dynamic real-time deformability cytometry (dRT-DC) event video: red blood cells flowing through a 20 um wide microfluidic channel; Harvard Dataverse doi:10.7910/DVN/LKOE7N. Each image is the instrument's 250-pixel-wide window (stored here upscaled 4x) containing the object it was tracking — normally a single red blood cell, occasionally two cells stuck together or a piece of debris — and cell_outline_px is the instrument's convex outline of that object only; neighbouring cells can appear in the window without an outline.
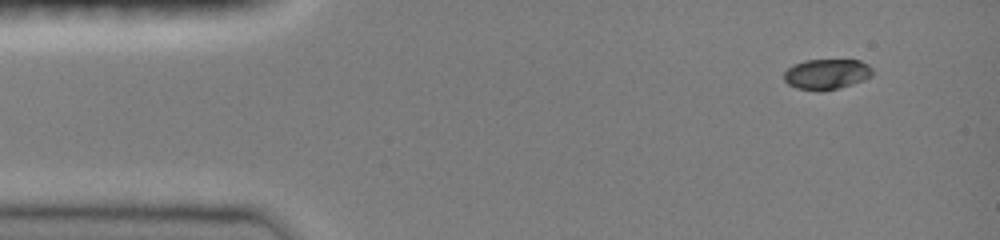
{"species": "common noctule bat (a hibernating species)", "species_latin": "Nyctalus noctula", "temperature_condition": "room temperature", "stored_images_in_passage": 44, "camera_frame_rate_fps": 3000, "um_per_image_px": 0.085, "animal": {"sex": "female", "body_mass_g": 19.0, "forearm_length_mm": 51.5}, "frame": {"image": 1, "passage_image": 1, "time_ms": 0.0, "image_size_px": [1000, 240], "cell_outline_px": [[872, 76], [864, 80], [852, 84], [836, 88], [796, 88], [788, 84], [784, 80], [784, 72], [792, 64], [804, 60], [860, 60], [868, 64], [872, 68]], "centroid_in_image_um": [70.27, 6.25], "position_along_channel_um": 14.7, "area_um2": 15.26}}
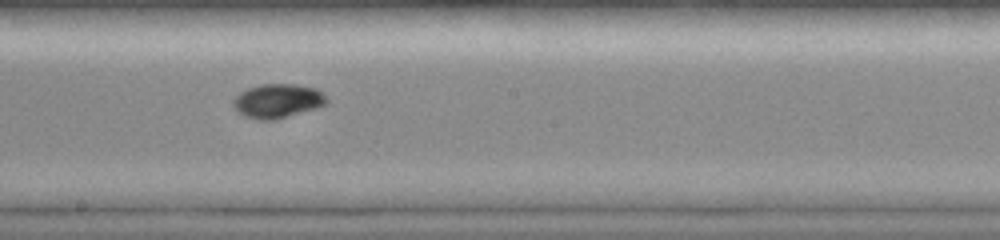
{"frame": {"image": 2, "passage_image": 23, "time_ms": 7.333, "image_size_px": [1000, 240], "cell_outline_px": [[328, 100], [324, 104], [316, 108], [272, 120], [260, 120], [244, 116], [232, 104], [232, 100], [240, 92], [248, 88], [260, 84], [296, 84], [316, 88]], "centroid_in_image_um": [23.57, 8.56], "position_along_channel_um": 224.6, "area_um2": 18.26}}
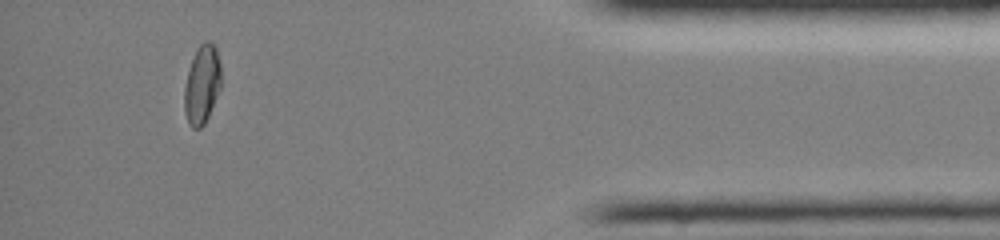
{"frame": {"image": 3, "passage_image": 40, "time_ms": 13.0, "image_size_px": [1000, 240], "cell_outline_px": [[220, 88], [208, 116], [204, 124], [200, 128], [192, 128], [188, 124], [184, 112], [184, 88], [188, 72], [196, 48], [200, 44], [208, 40], [216, 48], [220, 64]], "centroid_in_image_um": [17.15, 7.2], "position_along_channel_um": 418.0, "area_um2": 16.7}, "authors_computed_cell_mechanics": {"area_um2": 17.1377, "velocity_mm_per_s": 4.0648, "shape_relaxation_time_tau1_ms": 3.2865, "shape_relaxation_time_tau2_ms": 2.6044, "deformation_change_tau1": 0.134, "deformation_change_tau2": 0.017}}